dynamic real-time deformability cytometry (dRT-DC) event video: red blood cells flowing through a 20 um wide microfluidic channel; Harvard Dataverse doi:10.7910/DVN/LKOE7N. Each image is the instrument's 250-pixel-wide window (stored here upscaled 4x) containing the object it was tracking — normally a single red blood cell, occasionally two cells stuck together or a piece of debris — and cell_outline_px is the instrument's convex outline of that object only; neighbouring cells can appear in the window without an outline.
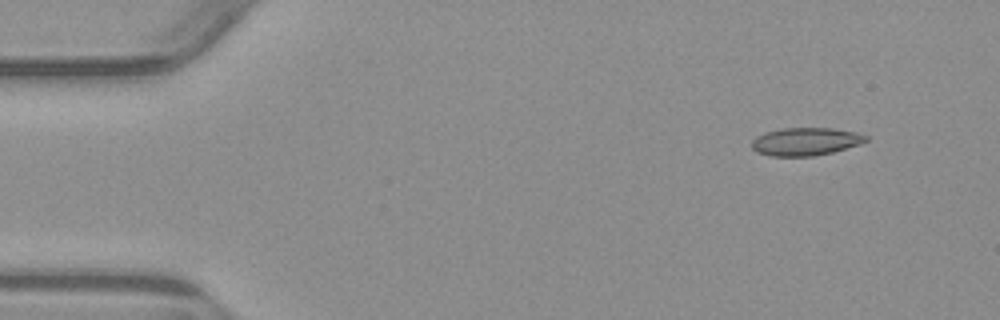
{"species": "common noctule bat (a hibernating species)", "species_latin": "Nyctalus noctula", "temperature_condition": "warm", "stored_images_in_passage": 6, "camera_frame_rate_fps": 3000, "um_per_image_px": 0.085, "animal": {"sex": "male", "body_mass_g": 23.1, "forearm_length_mm": 52.7}, "frame": {"image": 1, "passage_image": 2, "time_ms": 1.333, "image_size_px": [1000, 320], "cell_outline_px": [[868, 140], [860, 144], [832, 152], [816, 156], [772, 156], [756, 152], [752, 148], [752, 140], [756, 136], [764, 132], [780, 128], [832, 128], [856, 132], [868, 136]], "centroid_in_image_um": [68.46, 12.03], "position_along_channel_um": 16.5, "area_um2": 18.67}}
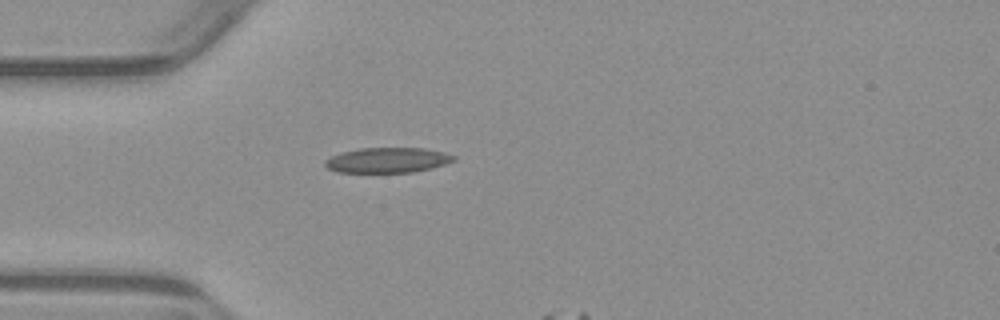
{"frame": {"image": 2, "passage_image": 5, "time_ms": 4.667, "image_size_px": [1000, 320], "cell_outline_px": [[456, 160], [432, 168], [412, 172], [336, 172], [328, 168], [324, 164], [324, 160], [340, 152], [360, 148], [424, 148], [444, 152], [456, 156]], "centroid_in_image_um": [32.94, 13.61], "position_along_channel_um": 52.1, "area_um2": 18.9}}